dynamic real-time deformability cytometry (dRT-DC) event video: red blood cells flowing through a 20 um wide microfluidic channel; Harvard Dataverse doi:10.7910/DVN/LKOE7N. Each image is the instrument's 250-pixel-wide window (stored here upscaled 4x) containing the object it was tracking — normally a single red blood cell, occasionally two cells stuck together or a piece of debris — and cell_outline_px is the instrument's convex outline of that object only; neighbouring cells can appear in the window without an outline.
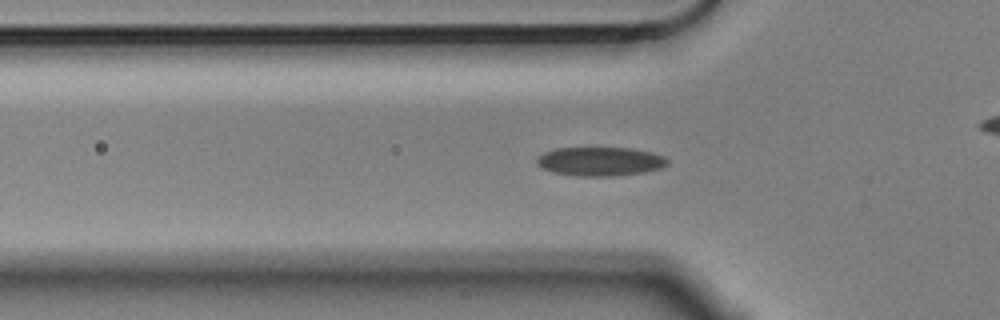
{"species": "Egyptian fruit bat (a non-hibernating species)", "species_latin": "Rousettus aegyptiacus", "temperature_condition": "cold", "stored_images_in_passage": 48, "camera_frame_rate_fps": 3000, "um_per_image_px": 0.085, "animal": {"sex": "male"}, "frame": {"image": 1, "passage_image": 9, "time_ms": 2.667, "image_size_px": [1000, 320], "cell_outline_px": [[668, 164], [660, 168], [644, 172], [612, 176], [576, 176], [552, 172], [536, 164], [536, 160], [544, 152], [556, 148], [628, 148], [652, 152], [664, 156], [668, 160]], "centroid_in_image_um": [51.01, 13.72], "position_along_channel_um": 74.8, "area_um2": 21.91}}
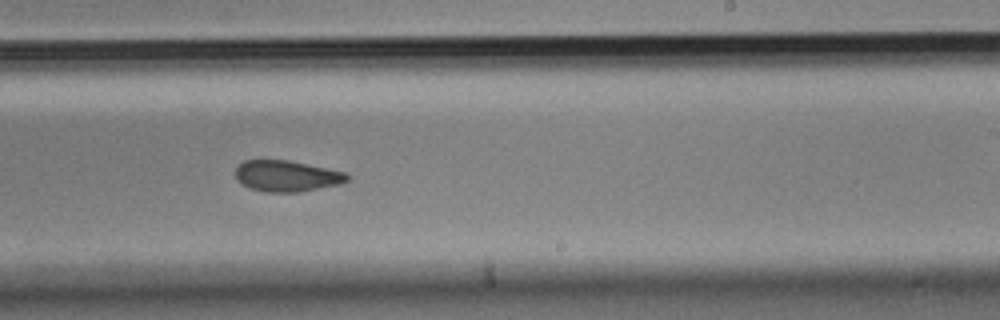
{"frame": {"image": 2, "passage_image": 25, "time_ms": 8.0, "image_size_px": [1000, 320], "cell_outline_px": [[348, 180], [340, 184], [300, 192], [264, 192], [252, 188], [236, 180], [236, 168], [244, 160], [288, 160], [348, 172]], "centroid_in_image_um": [24.4, 14.96], "position_along_channel_um": 264.6, "area_um2": 20.23}}
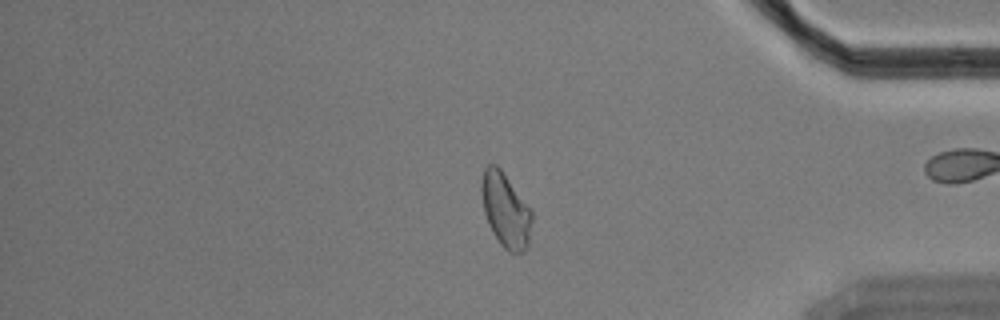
{"frame": {"image": 3, "passage_image": 38, "time_ms": 12.333, "image_size_px": [1000, 320], "cell_outline_px": [[532, 220], [528, 248], [524, 252], [508, 252], [500, 244], [492, 232], [488, 224], [484, 212], [480, 188], [480, 184], [484, 168], [488, 164], [496, 164], [500, 168], [532, 212]], "centroid_in_image_um": [42.95, 17.88], "position_along_channel_um": 392.2, "area_um2": 21.79}, "authors_computed_cell_mechanics": {"area_um2": 21.7328, "velocity_mm_per_s": 3.5499, "shape_relaxation_time_tau1_ms": 5.9971, "shape_relaxation_time_tau2_ms": 4.5498, "deformation_change_tau1": 0.1157, "deformation_change_tau2": 0.093}}